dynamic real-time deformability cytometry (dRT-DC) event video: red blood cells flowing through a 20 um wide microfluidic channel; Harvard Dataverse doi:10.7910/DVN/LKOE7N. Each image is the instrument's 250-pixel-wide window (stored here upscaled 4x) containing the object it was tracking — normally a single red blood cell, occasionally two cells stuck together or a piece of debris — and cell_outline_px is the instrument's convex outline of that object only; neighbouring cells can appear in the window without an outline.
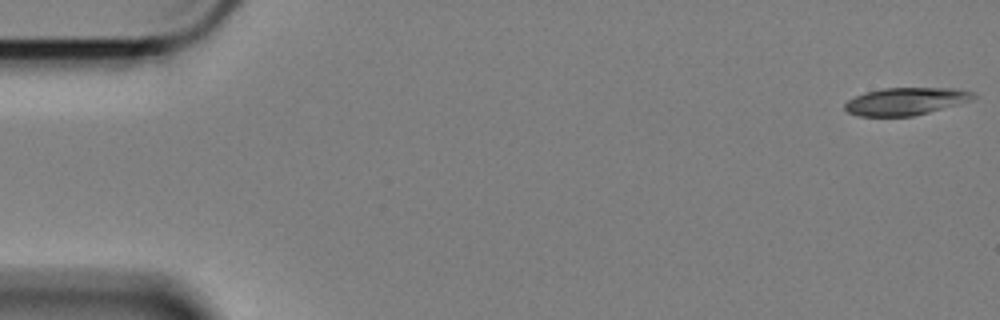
{"species": "Egyptian fruit bat (a non-hibernating species)", "species_latin": "Rousettus aegyptiacus", "temperature_condition": "cold", "stored_images_in_passage": 59, "camera_frame_rate_fps": 3000, "um_per_image_px": 0.085, "animal": {"sex": "female"}, "frame": {"image": 1, "passage_image": 1, "time_ms": 0.0, "image_size_px": [1000, 320], "cell_outline_px": [[980, 96], [972, 100], [960, 104], [912, 116], [856, 116], [848, 112], [844, 108], [844, 104], [848, 100], [864, 92], [884, 88], [956, 88], [976, 92]], "centroid_in_image_um": [77.04, 8.6], "position_along_channel_um": 8.0, "area_um2": 20.81}}
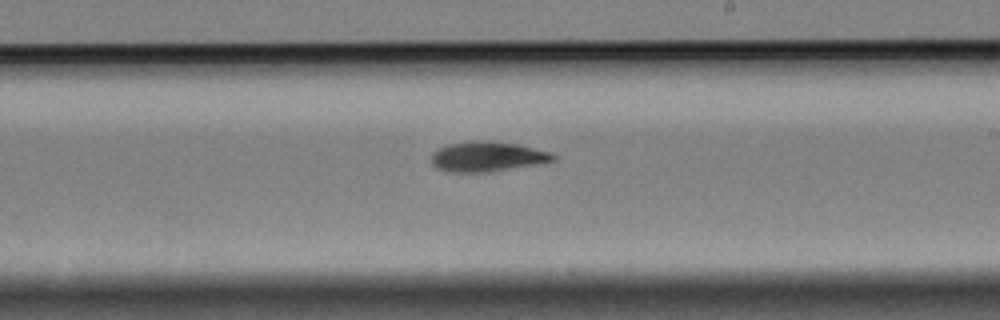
{"frame": {"image": 2, "passage_image": 34, "time_ms": 11.0, "image_size_px": [1000, 320], "cell_outline_px": [[556, 160], [488, 172], [448, 172], [436, 168], [432, 164], [432, 152], [448, 144], [472, 140], [488, 140], [516, 144], [552, 152], [556, 156]], "centroid_in_image_um": [41.39, 13.3], "position_along_channel_um": 247.6, "area_um2": 21.21}}
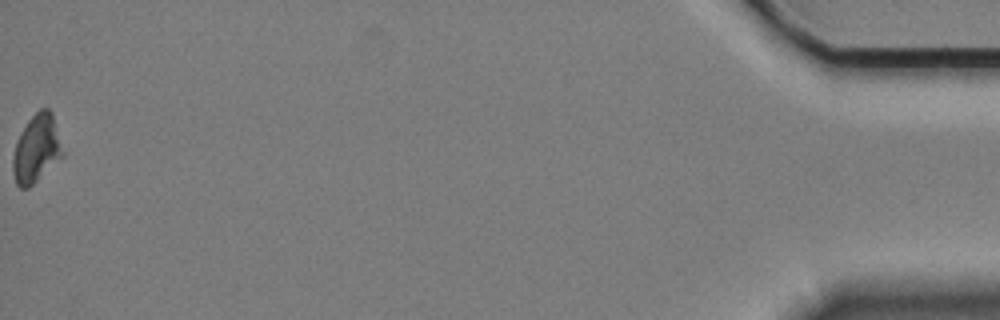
{"frame": {"image": 3, "passage_image": 59, "time_ms": 19.333, "image_size_px": [1000, 320], "cell_outline_px": [[64, 156], [28, 188], [20, 188], [16, 184], [12, 172], [12, 156], [16, 140], [28, 120], [40, 108], [48, 108], [52, 112], [64, 152]], "centroid_in_image_um": [3.09, 12.65], "position_along_channel_um": 432.1, "area_um2": 19.83}, "authors_computed_cell_mechanics": {"area_um2": 20.6924, "velocity_mm_per_s": 3.3777, "shape_relaxation_time_tau1_ms": 5.337, "shape_relaxation_time_tau2_ms": null, "deformation_change_tau1": 0.121, "deformation_change_tau2": null}}